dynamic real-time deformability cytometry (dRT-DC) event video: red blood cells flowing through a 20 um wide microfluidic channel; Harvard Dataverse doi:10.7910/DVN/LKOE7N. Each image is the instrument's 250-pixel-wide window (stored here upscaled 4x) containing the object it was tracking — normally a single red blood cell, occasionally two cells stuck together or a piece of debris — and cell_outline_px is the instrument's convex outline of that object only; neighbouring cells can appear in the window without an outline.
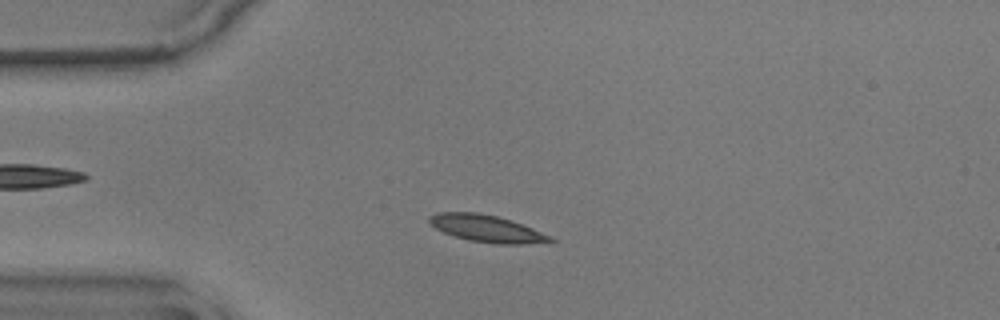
{"species": "common noctule bat (a hibernating species)", "species_latin": "Nyctalus noctula", "temperature_condition": "warm", "stored_images_in_passage": 53, "camera_frame_rate_fps": 3000, "um_per_image_px": 0.085, "animal": {"sex": "male", "body_mass_g": 17.9}, "frame": {"image": 1, "passage_image": 10, "time_ms": 3.0, "image_size_px": [1000, 320], "cell_outline_px": [[556, 240], [524, 244], [496, 244], [468, 240], [444, 232], [428, 224], [428, 216], [436, 212], [476, 212], [496, 216], [532, 228], [552, 236]], "centroid_in_image_um": [41.31, 19.42], "position_along_channel_um": 43.7, "area_um2": 18.84}}
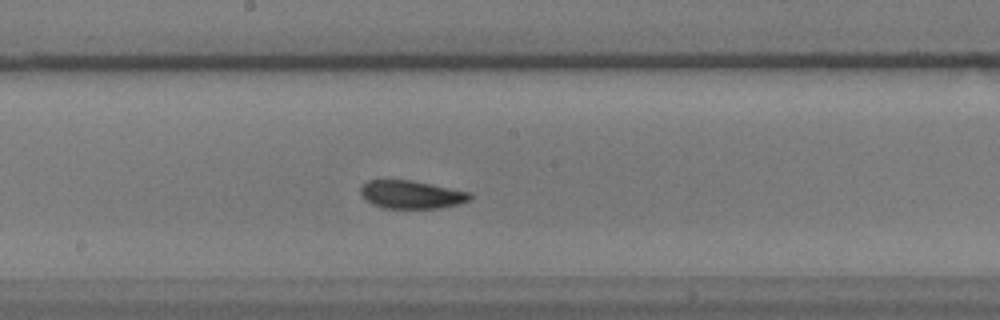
{"frame": {"image": 2, "passage_image": 26, "time_ms": 8.333, "image_size_px": [1000, 320], "cell_outline_px": [[472, 196], [468, 200], [460, 204], [440, 208], [384, 208], [372, 204], [364, 200], [360, 192], [360, 188], [368, 180], [412, 180], [472, 192]], "centroid_in_image_um": [34.97, 16.54], "position_along_channel_um": 213.2, "area_um2": 18.03}}
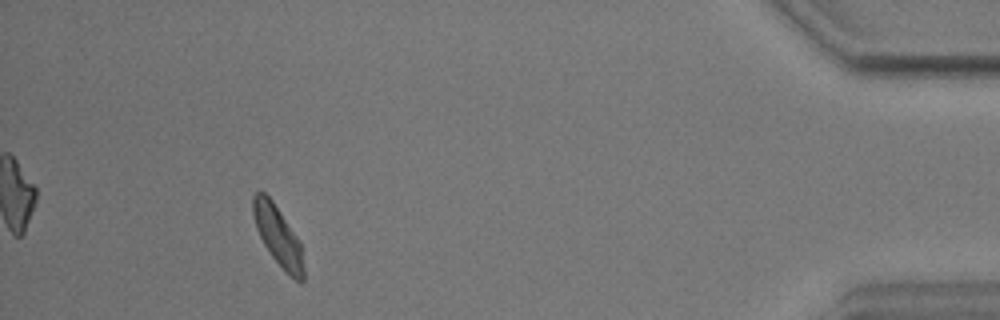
{"frame": {"image": 3, "passage_image": 48, "time_ms": 15.667, "image_size_px": [1000, 320], "cell_outline_px": [[304, 280], [296, 280], [272, 256], [264, 244], [256, 228], [252, 216], [252, 196], [256, 192], [264, 192], [272, 200], [280, 212], [300, 244], [304, 268]], "centroid_in_image_um": [23.58, 19.99], "position_along_channel_um": 411.6, "area_um2": 16.88}, "authors_computed_cell_mechanics": {"area_um2": 17.918, "velocity_mm_per_s": 3.5335, "shape_relaxation_time_tau1_ms": 3.4394, "shape_relaxation_time_tau2_ms": 3.3886, "deformation_change_tau1": 0.1105, "deformation_change_tau2": 0.074}}